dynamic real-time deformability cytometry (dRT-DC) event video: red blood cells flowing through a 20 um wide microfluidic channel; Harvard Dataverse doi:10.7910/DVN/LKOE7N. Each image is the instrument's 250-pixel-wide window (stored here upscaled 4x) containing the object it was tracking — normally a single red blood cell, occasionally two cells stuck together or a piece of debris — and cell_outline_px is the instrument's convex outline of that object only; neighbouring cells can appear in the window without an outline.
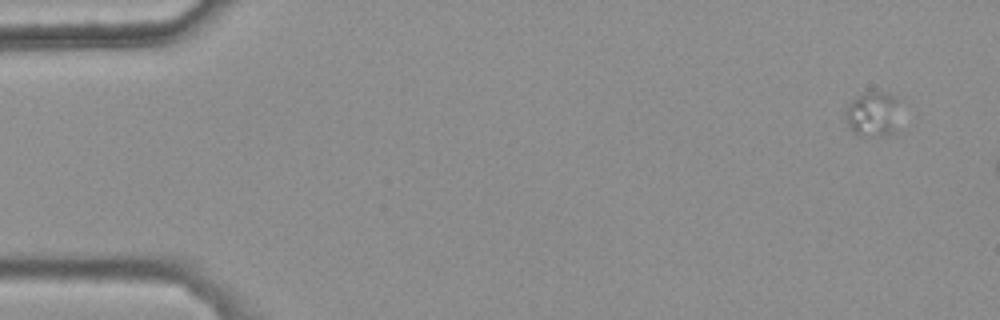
{"species": "common noctule bat (a hibernating species)", "species_latin": "Nyctalus noctula", "temperature_condition": "warm", "stored_images_in_passage": 7, "camera_frame_rate_fps": 3000, "um_per_image_px": 0.085, "animal": {"sex": "female", "body_mass_g": 25.1}, "frame": {"image": 1, "passage_image": 1, "time_ms": 0.0, "image_size_px": [1000, 320], "cell_outline_px": [[896, 100], [892, 132], [880, 136], [860, 136], [848, 124], [844, 112], [848, 104], [852, 100], [868, 92], [888, 92]], "centroid_in_image_um": [74.09, 9.69], "position_along_channel_um": 10.9, "area_um2": 13.29}}